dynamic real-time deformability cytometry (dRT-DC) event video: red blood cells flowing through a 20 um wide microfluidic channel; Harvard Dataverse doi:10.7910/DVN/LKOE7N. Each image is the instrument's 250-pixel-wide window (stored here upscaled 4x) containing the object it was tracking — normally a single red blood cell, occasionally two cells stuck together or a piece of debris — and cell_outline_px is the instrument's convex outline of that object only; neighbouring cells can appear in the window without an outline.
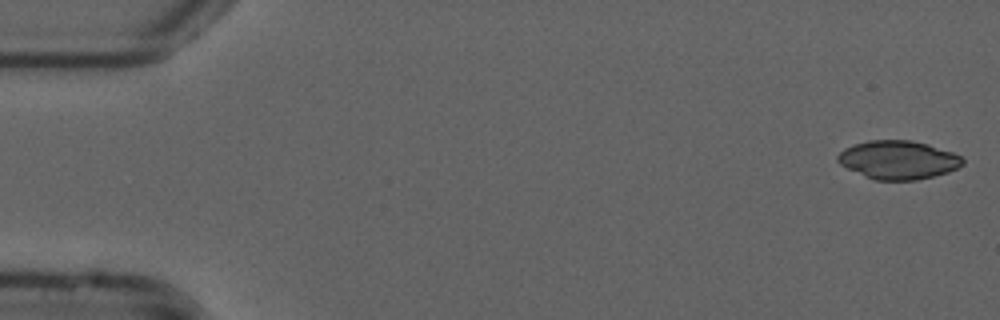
{"species": "common noctule bat (a hibernating species)", "species_latin": "Nyctalus noctula", "temperature_condition": "cold", "stored_images_in_passage": 13, "camera_frame_rate_fps": 3000, "um_per_image_px": 0.085, "animal": {"sex": "male", "forearm_length_mm": 52.5}, "frame": {"image": 1, "passage_image": 1, "time_ms": 0.0, "image_size_px": [1000, 320], "cell_outline_px": [[964, 164], [948, 172], [916, 180], [876, 180], [848, 168], [840, 164], [836, 160], [836, 156], [844, 148], [852, 144], [868, 140], [912, 140], [928, 144], [952, 152], [960, 156], [964, 160]], "centroid_in_image_um": [76.33, 13.57], "position_along_channel_um": 8.7, "area_um2": 27.92}}
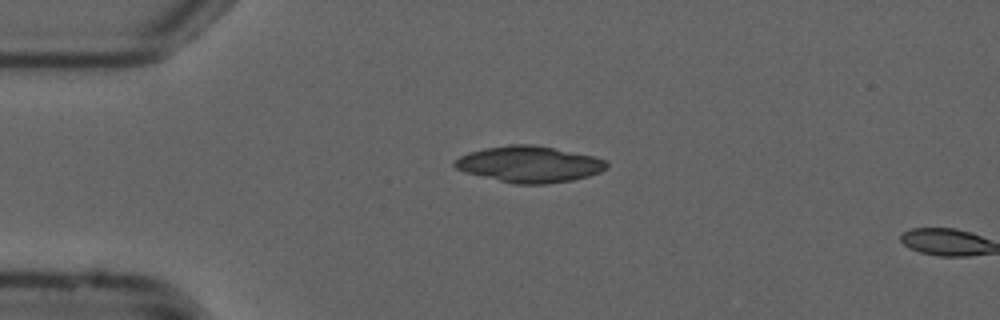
{"frame": {"image": 2, "passage_image": 12, "time_ms": 3.667, "image_size_px": [1000, 320], "cell_outline_px": [[608, 168], [600, 172], [588, 176], [572, 180], [544, 184], [516, 184], [464, 172], [456, 168], [452, 164], [460, 156], [468, 152], [484, 148], [512, 144], [536, 144], [596, 156], [608, 160]], "centroid_in_image_um": [45.03, 13.94], "position_along_channel_um": 40.0, "area_um2": 32.31}}